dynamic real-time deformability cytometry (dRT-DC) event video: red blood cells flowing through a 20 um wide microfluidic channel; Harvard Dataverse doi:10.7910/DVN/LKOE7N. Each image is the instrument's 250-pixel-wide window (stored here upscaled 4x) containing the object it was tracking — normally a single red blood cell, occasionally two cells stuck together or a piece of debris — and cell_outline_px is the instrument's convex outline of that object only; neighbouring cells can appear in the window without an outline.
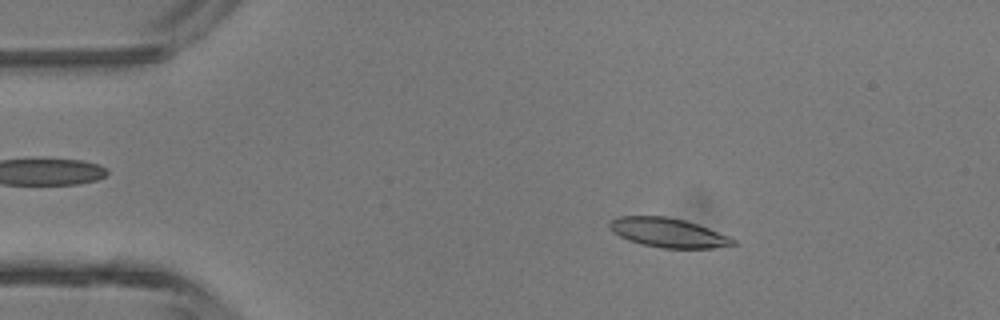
{"species": "common noctule bat (a hibernating species)", "species_latin": "Nyctalus noctula", "temperature_condition": "room temperature", "stored_images_in_passage": 11, "camera_frame_rate_fps": 3000, "um_per_image_px": 0.085, "animal": {"sex": "male", "body_mass_g": 13.3}, "frame": {"image": 1, "passage_image": 7, "time_ms": 2.0, "image_size_px": [1000, 320], "cell_outline_px": [[736, 244], [712, 248], [660, 248], [640, 244], [628, 240], [612, 232], [608, 228], [608, 220], [616, 216], [664, 216], [684, 220], [708, 228], [728, 236], [736, 240]], "centroid_in_image_um": [56.71, 19.77], "position_along_channel_um": 28.3, "area_um2": 21.15}}